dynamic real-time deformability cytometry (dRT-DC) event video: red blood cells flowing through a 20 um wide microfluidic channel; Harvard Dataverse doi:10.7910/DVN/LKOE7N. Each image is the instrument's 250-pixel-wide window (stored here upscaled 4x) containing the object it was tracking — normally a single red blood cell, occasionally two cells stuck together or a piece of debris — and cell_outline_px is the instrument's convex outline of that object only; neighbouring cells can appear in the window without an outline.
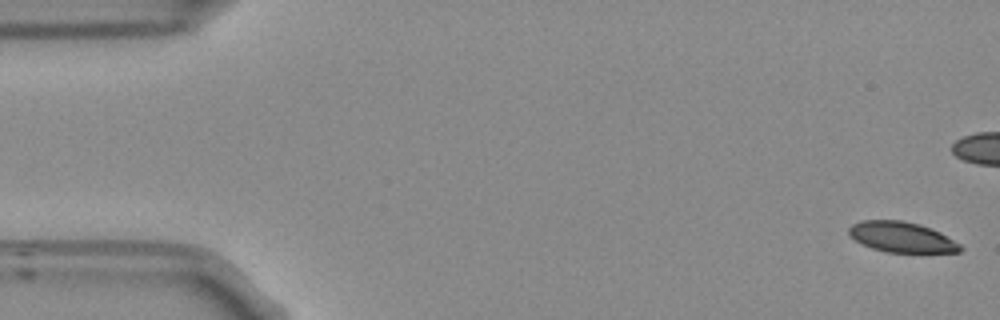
{"species": "Egyptian fruit bat (a non-hibernating species)", "species_latin": "Rousettus aegyptiacus", "temperature_condition": "room temperature", "stored_images_in_passage": 55, "camera_frame_rate_fps": 3000, "um_per_image_px": 0.085, "frame": {"image": 1, "passage_image": 1, "time_ms": 0.0, "image_size_px": [1000, 320], "cell_outline_px": [[964, 248], [960, 252], [884, 252], [872, 248], [848, 236], [848, 228], [852, 224], [860, 220], [900, 220], [920, 224], [940, 232], [960, 244]], "centroid_in_image_um": [76.62, 20.15], "position_along_channel_um": 8.4, "area_um2": 19.77}}
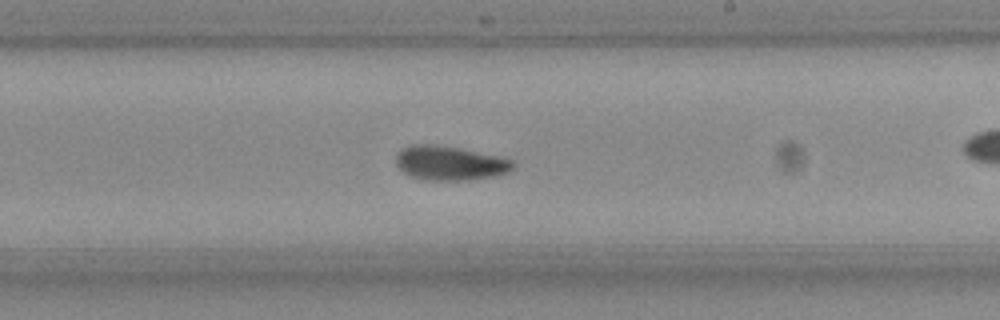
{"frame": {"image": 2, "passage_image": 31, "time_ms": 10.0, "image_size_px": [1000, 320], "cell_outline_px": [[516, 168], [508, 172], [496, 176], [468, 180], [424, 180], [412, 176], [404, 172], [396, 164], [396, 152], [400, 148], [412, 144], [428, 144], [456, 148], [496, 156], [512, 160], [516, 164]], "centroid_in_image_um": [38.23, 13.87], "position_along_channel_um": 250.8, "area_um2": 23.29}}
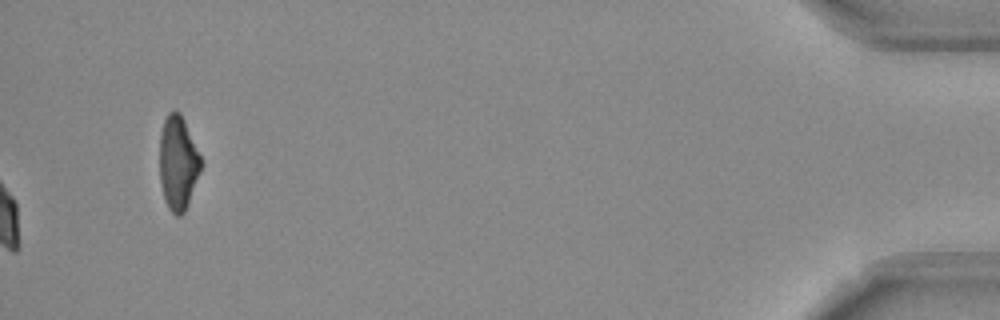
{"frame": {"image": 3, "passage_image": 55, "time_ms": 18.0, "image_size_px": [1000, 320], "cell_outline_px": [[204, 164], [188, 204], [184, 212], [180, 216], [176, 216], [168, 208], [164, 200], [160, 180], [160, 132], [164, 120], [168, 112], [172, 108], [180, 112], [184, 120]], "centroid_in_image_um": [15.14, 13.84], "position_along_channel_um": 420.1, "area_um2": 22.95}, "authors_computed_cell_mechanics": {"area_um2": 22.4842, "velocity_mm_per_s": 3.7321, "shape_relaxation_time_tau1_ms": 4.3198, "shape_relaxation_time_tau2_ms": 3.9792, "deformation_change_tau1": 0.1475, "deformation_change_tau2": 0.0651}}